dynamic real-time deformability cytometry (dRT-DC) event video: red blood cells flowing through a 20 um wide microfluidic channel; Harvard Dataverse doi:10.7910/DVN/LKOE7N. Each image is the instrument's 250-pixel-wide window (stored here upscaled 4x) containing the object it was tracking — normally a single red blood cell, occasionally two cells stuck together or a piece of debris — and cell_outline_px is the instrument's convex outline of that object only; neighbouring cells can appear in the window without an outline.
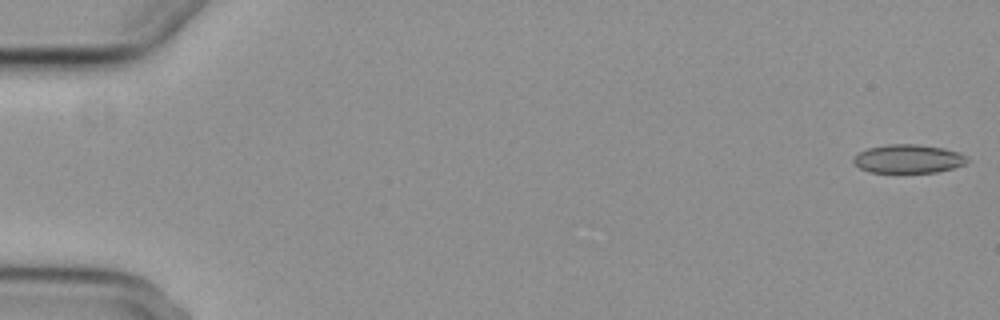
{"species": "common noctule bat (a hibernating species)", "species_latin": "Nyctalus noctula", "temperature_condition": "cold", "stored_images_in_passage": 6, "camera_frame_rate_fps": 3000, "um_per_image_px": 0.085, "animal": {"sex": "female", "body_mass_g": 29.2, "forearm_length_mm": 56.3}, "frame": {"image": 1, "passage_image": 1, "time_ms": 0.0, "image_size_px": [1000, 320], "cell_outline_px": [[972, 160], [964, 164], [952, 168], [936, 172], [868, 172], [860, 168], [852, 160], [860, 152], [868, 148], [888, 144], [916, 144], [944, 148], [960, 152], [968, 156]], "centroid_in_image_um": [77.26, 13.49], "position_along_channel_um": 7.7, "area_um2": 18.96}}
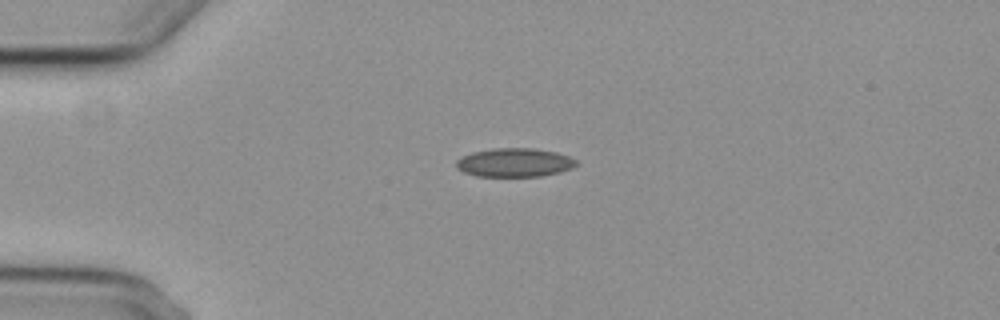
{"frame": {"image": 2, "passage_image": 4, "time_ms": 4.333, "image_size_px": [1000, 320], "cell_outline_px": [[580, 164], [572, 168], [560, 172], [540, 176], [476, 176], [464, 172], [456, 168], [456, 160], [460, 156], [472, 152], [492, 148], [536, 148], [556, 152], [568, 156], [576, 160]], "centroid_in_image_um": [43.73, 13.81], "position_along_channel_um": 41.3, "area_um2": 20.29}}
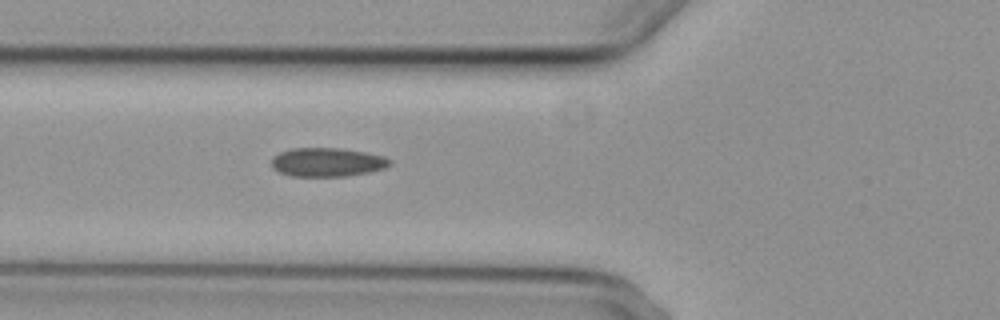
{"frame": {"image": 3, "passage_image": 6, "time_ms": 6.667, "image_size_px": [1000, 320], "cell_outline_px": [[392, 164], [384, 168], [368, 172], [348, 176], [292, 176], [280, 172], [272, 168], [272, 156], [280, 152], [292, 148], [340, 148], [364, 152], [384, 156], [392, 160]], "centroid_in_image_um": [27.82, 13.78], "position_along_channel_um": 98.0, "area_um2": 19.88}}